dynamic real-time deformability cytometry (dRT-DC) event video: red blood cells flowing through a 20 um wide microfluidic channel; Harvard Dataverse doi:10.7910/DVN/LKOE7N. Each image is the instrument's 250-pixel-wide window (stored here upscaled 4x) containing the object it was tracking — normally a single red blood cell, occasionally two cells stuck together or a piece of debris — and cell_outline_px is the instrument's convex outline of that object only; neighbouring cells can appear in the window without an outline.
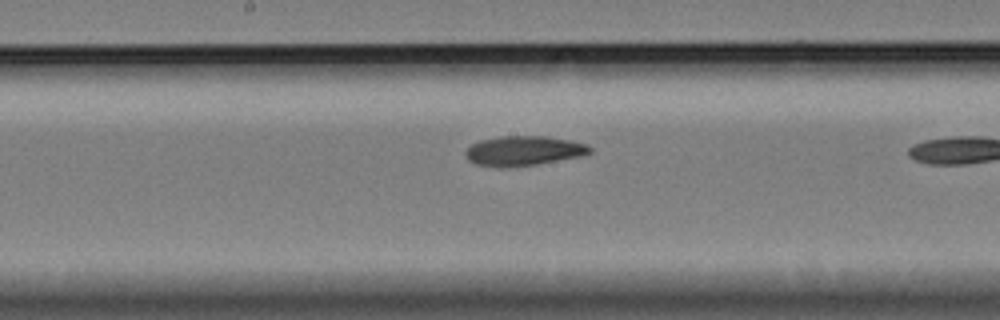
{"species": "Egyptian fruit bat (a non-hibernating species)", "species_latin": "Rousettus aegyptiacus", "temperature_condition": "cold", "stored_images_in_passage": 34, "camera_frame_rate_fps": 3000, "um_per_image_px": 0.085, "animal": {"sex": "female"}, "frame": {"image": 1, "passage_image": 29, "time_ms": 9.333, "image_size_px": [1000, 320], "cell_outline_px": [[592, 152], [584, 156], [536, 164], [504, 168], [500, 168], [476, 164], [468, 160], [464, 156], [464, 152], [472, 144], [480, 140], [500, 136], [548, 136], [588, 144], [592, 148]], "centroid_in_image_um": [44.51, 12.82], "position_along_channel_um": 203.7, "area_um2": 21.79}}
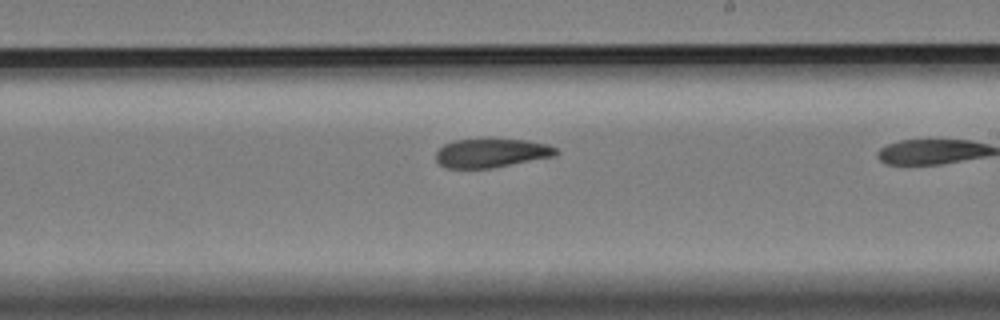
{"frame": {"image": 2, "passage_image": 33, "time_ms": 10.667, "image_size_px": [1000, 320], "cell_outline_px": [[560, 152], [556, 156], [492, 168], [444, 168], [436, 160], [436, 152], [444, 144], [452, 140], [488, 136], [528, 140], [548, 144], [556, 148]], "centroid_in_image_um": [41.78, 12.95], "position_along_channel_um": 247.2, "area_um2": 21.27}}